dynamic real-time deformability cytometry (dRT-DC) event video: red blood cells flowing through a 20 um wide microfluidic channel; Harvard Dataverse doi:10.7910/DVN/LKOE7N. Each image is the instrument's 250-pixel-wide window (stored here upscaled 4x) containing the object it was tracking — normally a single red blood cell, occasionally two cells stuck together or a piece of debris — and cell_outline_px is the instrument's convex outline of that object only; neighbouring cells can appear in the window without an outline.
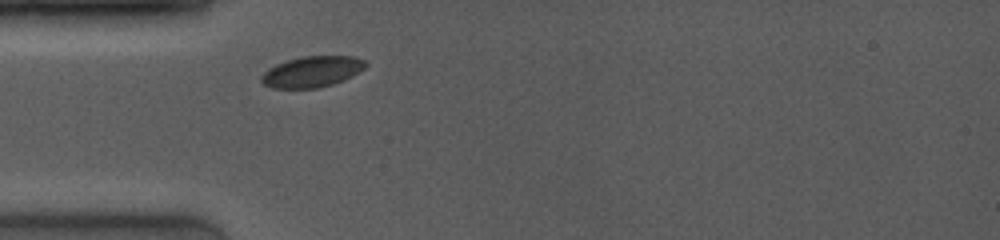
{"species": "common noctule bat (a hibernating species)", "species_latin": "Nyctalus noctula", "temperature_condition": "room temperature", "stored_images_in_passage": 1, "camera_frame_rate_fps": 4000, "um_per_image_px": 0.085, "animal": {"sex": "female", "body_mass_g": 19.0, "forearm_length_mm": 53.3}, "frame": {"image": 1, "passage_image": 1, "time_ms": 0.0, "image_size_px": [1000, 240], "cell_outline_px": [[368, 64], [364, 68], [352, 76], [344, 80], [332, 84], [316, 88], [272, 88], [264, 84], [260, 80], [260, 76], [268, 68], [276, 64], [288, 60], [304, 56], [356, 56], [364, 60]], "centroid_in_image_um": [26.52, 6.09], "position_along_channel_um": 58.5, "area_um2": 18.79}}